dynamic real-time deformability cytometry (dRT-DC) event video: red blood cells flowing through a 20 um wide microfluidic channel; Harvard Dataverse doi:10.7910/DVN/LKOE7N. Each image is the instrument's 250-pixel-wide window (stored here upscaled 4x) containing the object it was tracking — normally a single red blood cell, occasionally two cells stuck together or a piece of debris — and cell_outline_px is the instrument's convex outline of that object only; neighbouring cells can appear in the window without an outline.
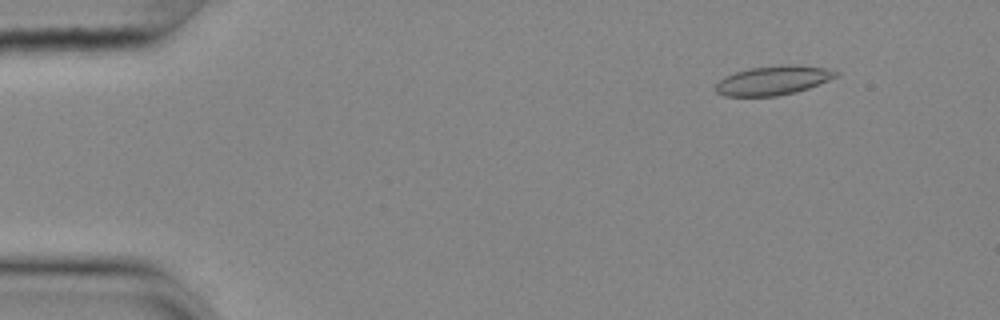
{"species": "common noctule bat (a hibernating species)", "species_latin": "Nyctalus noctula", "temperature_condition": "cold", "stored_images_in_passage": 55, "camera_frame_rate_fps": 3000, "um_per_image_px": 0.085, "animal": {"sex": "female", "body_mass_g": 25.1}, "frame": {"image": 1, "passage_image": 6, "time_ms": 1.667, "image_size_px": [1000, 320], "cell_outline_px": [[840, 76], [808, 88], [796, 92], [776, 96], [724, 96], [716, 92], [716, 84], [724, 76], [748, 68], [784, 64], [792, 64], [828, 68], [840, 72]], "centroid_in_image_um": [65.76, 6.82], "position_along_channel_um": 19.2, "area_um2": 20.63}}
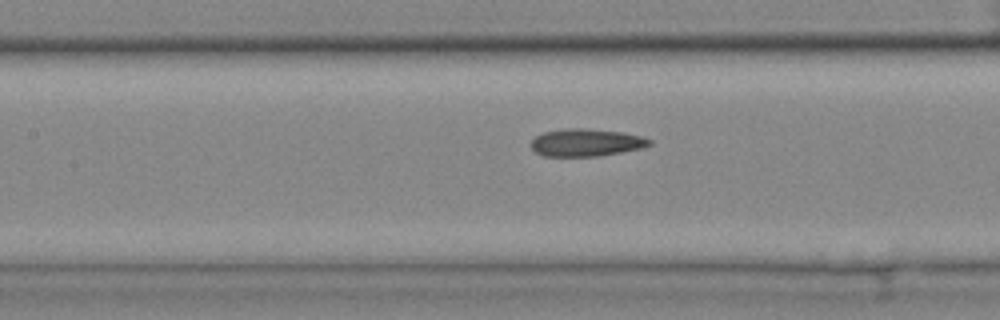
{"frame": {"image": 2, "passage_image": 25, "time_ms": 8.0, "image_size_px": [1000, 320], "cell_outline_px": [[652, 144], [644, 148], [600, 156], [544, 156], [536, 152], [528, 144], [536, 136], [544, 132], [564, 128], [584, 128], [620, 132], [640, 136], [652, 140]], "centroid_in_image_um": [49.82, 12.12], "position_along_channel_um": 157.6, "area_um2": 19.07}}
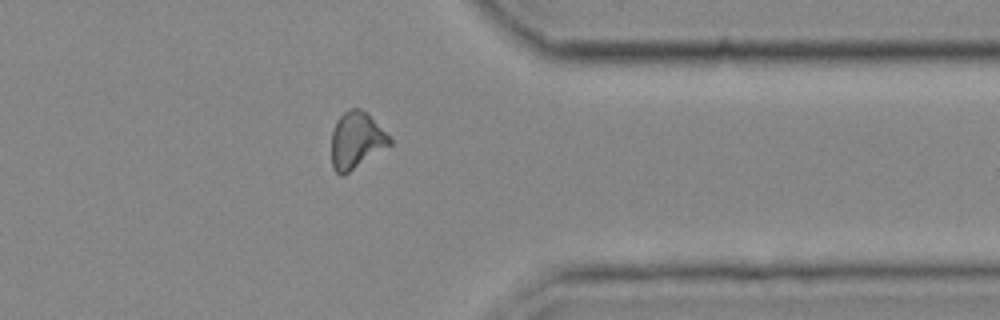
{"frame": {"image": 3, "passage_image": 44, "time_ms": 14.333, "image_size_px": [1000, 320], "cell_outline_px": [[392, 144], [344, 176], [340, 176], [332, 168], [332, 132], [336, 120], [344, 112], [352, 108], [360, 108], [392, 140]], "centroid_in_image_um": [30.25, 11.98], "position_along_channel_um": 381.2, "area_um2": 18.9}, "authors_computed_cell_mechanics": {"area_um2": 19.2474, "velocity_mm_per_s": 3.6467, "shape_relaxation_time_tau1_ms": null, "shape_relaxation_time_tau2_ms": 4.4421, "deformation_change_tau1": null, "deformation_change_tau2": 0.1208}}